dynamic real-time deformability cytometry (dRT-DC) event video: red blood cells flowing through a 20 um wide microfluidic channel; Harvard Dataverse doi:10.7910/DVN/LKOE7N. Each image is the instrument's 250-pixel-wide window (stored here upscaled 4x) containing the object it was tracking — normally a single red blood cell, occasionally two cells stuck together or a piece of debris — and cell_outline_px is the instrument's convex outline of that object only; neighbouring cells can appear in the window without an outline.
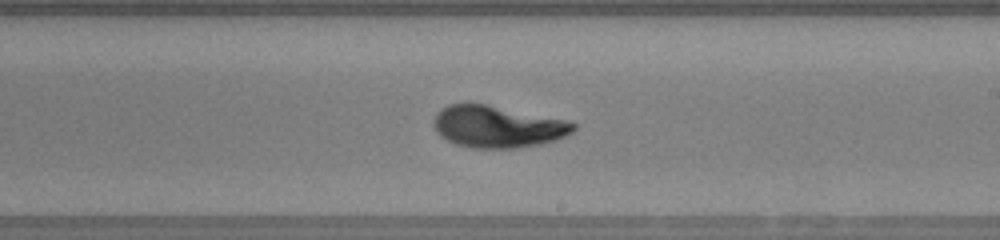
{"species": "human", "species_latin": "Homo sapiens", "temperature_condition": "warm", "stored_images_in_passage": 49, "camera_frame_rate_fps": 3000, "um_per_image_px": 0.085, "donor": {"sex": "female"}, "frame": {"image": 1, "passage_image": 28, "time_ms": 9.0, "image_size_px": [1000, 240], "cell_outline_px": [[576, 128], [568, 136], [544, 144], [516, 148], [472, 148], [456, 144], [440, 136], [436, 132], [436, 112], [440, 108], [448, 104], [484, 104], [564, 120], [576, 124]], "centroid_in_image_um": [42.31, 10.79], "position_along_channel_um": 246.7, "area_um2": 33.76}}
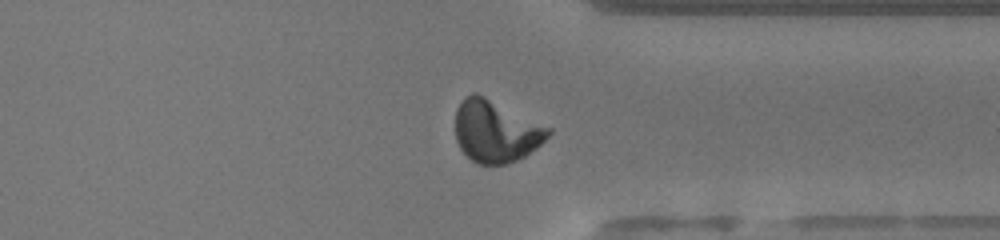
{"frame": {"image": 2, "passage_image": 37, "time_ms": 12.0, "image_size_px": [1000, 240], "cell_outline_px": [[552, 132], [536, 148], [524, 156], [516, 160], [504, 164], [476, 164], [460, 148], [456, 140], [456, 108], [460, 100], [464, 96], [472, 92], [476, 92], [552, 128]], "centroid_in_image_um": [42.13, 11.13], "position_along_channel_um": 369.3, "area_um2": 33.58}}
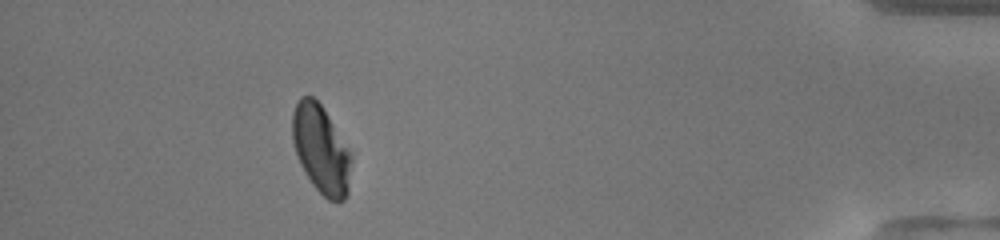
{"frame": {"image": 3, "passage_image": 44, "time_ms": 14.333, "image_size_px": [1000, 240], "cell_outline_px": [[352, 160], [348, 196], [344, 200], [336, 204], [328, 200], [312, 184], [304, 172], [300, 164], [292, 140], [292, 112], [300, 96], [312, 96], [320, 104], [328, 116], [352, 156]], "centroid_in_image_um": [27.29, 12.75], "position_along_channel_um": 407.9, "area_um2": 30.29}, "authors_computed_cell_mechanics": {"area_um2": 32.4258, "velocity_mm_per_s": 4.1736, "shape_relaxation_time_tau1_ms": 4.7309, "shape_relaxation_time_tau2_ms": null, "deformation_change_tau1": 0.2123, "deformation_change_tau2": null}}